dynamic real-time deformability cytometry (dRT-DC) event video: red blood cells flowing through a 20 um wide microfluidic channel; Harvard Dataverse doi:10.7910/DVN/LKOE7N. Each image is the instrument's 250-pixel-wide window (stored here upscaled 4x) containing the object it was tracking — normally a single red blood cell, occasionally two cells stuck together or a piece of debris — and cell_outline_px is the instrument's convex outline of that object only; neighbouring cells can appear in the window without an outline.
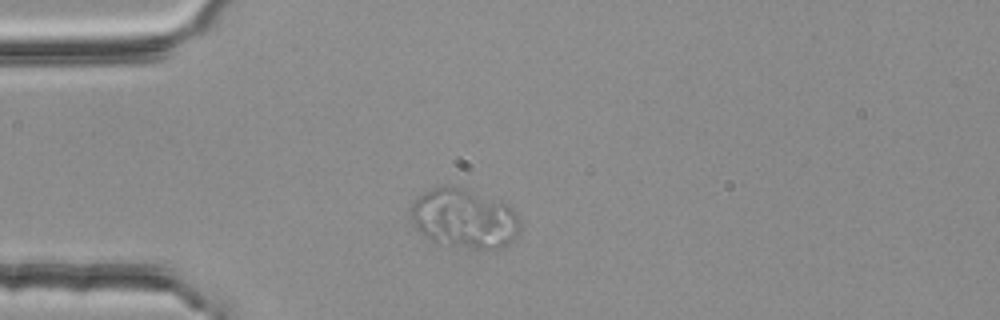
{"species": "common noctule bat (a hibernating species)", "species_latin": "Nyctalus noctula", "temperature_condition": "room temperature", "stored_images_in_passage": 1, "camera_frame_rate_fps": 3000, "um_per_image_px": 0.085, "animal": {"sex": "female", "body_mass_g": 25.1}, "frame": {"image": 1, "passage_image": 1, "time_ms": 0.0, "image_size_px": [1000, 320], "cell_outline_px": [[520, 224], [516, 236], [508, 244], [500, 248], [476, 248], [432, 240], [420, 232], [408, 220], [408, 208], [424, 192], [432, 188], [444, 184], [460, 188], [504, 204], [512, 208], [516, 212], [520, 220]], "centroid_in_image_um": [39.4, 18.56], "position_along_channel_um": 45.6, "area_um2": 37.11}}